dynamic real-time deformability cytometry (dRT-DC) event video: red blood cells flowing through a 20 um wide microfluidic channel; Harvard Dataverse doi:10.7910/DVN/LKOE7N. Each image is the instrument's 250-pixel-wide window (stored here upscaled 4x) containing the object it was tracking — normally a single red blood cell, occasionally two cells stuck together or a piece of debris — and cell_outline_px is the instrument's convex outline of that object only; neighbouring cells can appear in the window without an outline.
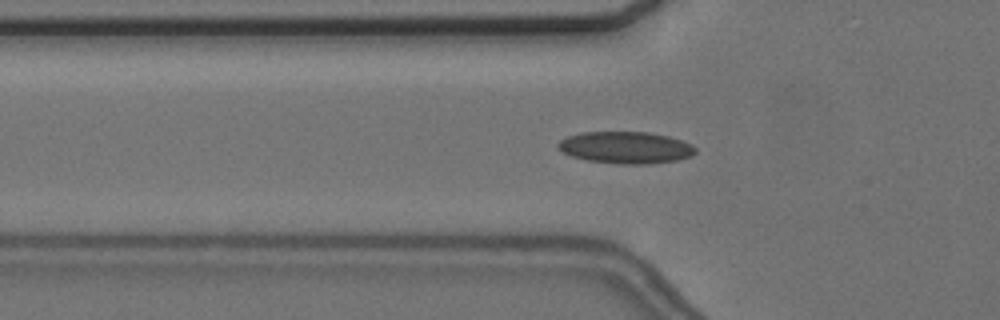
{"species": "common noctule bat (a hibernating species)", "species_latin": "Nyctalus noctula", "temperature_condition": "cold", "stored_images_in_passage": 45, "camera_frame_rate_fps": 3000, "um_per_image_px": 0.085, "animal": {"sex": "female", "body_mass_g": 24.6, "forearm_length_mm": 56.2}, "frame": {"image": 1, "passage_image": 8, "time_ms": 2.333, "image_size_px": [1000, 320], "cell_outline_px": [[696, 152], [692, 156], [676, 160], [648, 164], [624, 164], [588, 160], [572, 156], [564, 152], [556, 144], [560, 140], [568, 136], [580, 132], [648, 132], [668, 136], [692, 144], [696, 148]], "centroid_in_image_um": [53.21, 12.53], "position_along_channel_um": 72.6, "area_um2": 25.37}}
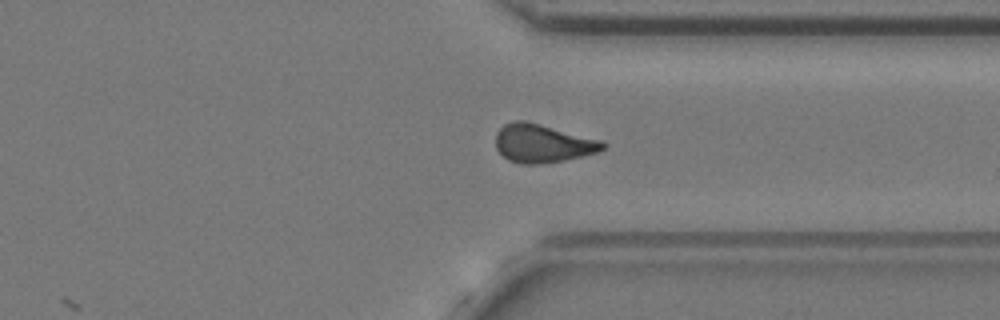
{"frame": {"image": 2, "passage_image": 32, "time_ms": 10.333, "image_size_px": [1000, 320], "cell_outline_px": [[608, 144], [604, 148], [596, 152], [564, 160], [540, 164], [520, 164], [508, 160], [496, 148], [496, 132], [504, 124], [516, 120], [524, 120], [604, 140]], "centroid_in_image_um": [46.13, 12.18], "position_along_channel_um": 365.3, "area_um2": 23.99}}
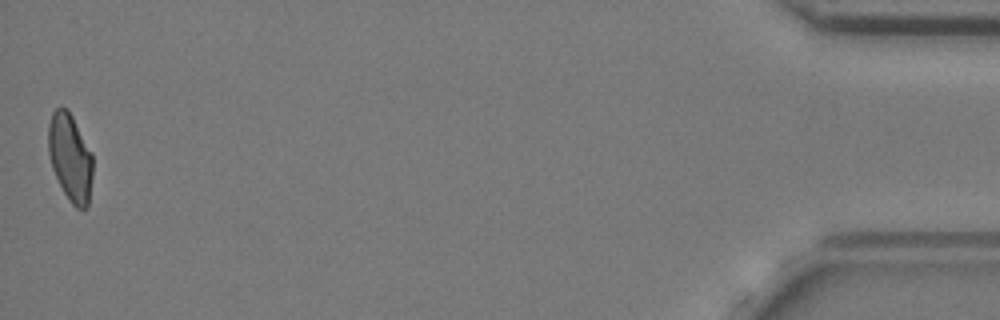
{"frame": {"image": 3, "passage_image": 45, "time_ms": 14.667, "image_size_px": [1000, 320], "cell_outline_px": [[92, 176], [88, 204], [84, 208], [76, 208], [68, 200], [52, 168], [48, 152], [48, 124], [52, 112], [60, 104], [68, 108], [92, 152]], "centroid_in_image_um": [5.95, 13.32], "position_along_channel_um": 429.2, "area_um2": 22.83}, "authors_computed_cell_mechanics": {"area_um2": 23.3512, "velocity_mm_per_s": 3.641, "shape_relaxation_time_tau1_ms": null, "shape_relaxation_time_tau2_ms": 2.1795, "deformation_change_tau1": null, "deformation_change_tau2": 0.0771}}